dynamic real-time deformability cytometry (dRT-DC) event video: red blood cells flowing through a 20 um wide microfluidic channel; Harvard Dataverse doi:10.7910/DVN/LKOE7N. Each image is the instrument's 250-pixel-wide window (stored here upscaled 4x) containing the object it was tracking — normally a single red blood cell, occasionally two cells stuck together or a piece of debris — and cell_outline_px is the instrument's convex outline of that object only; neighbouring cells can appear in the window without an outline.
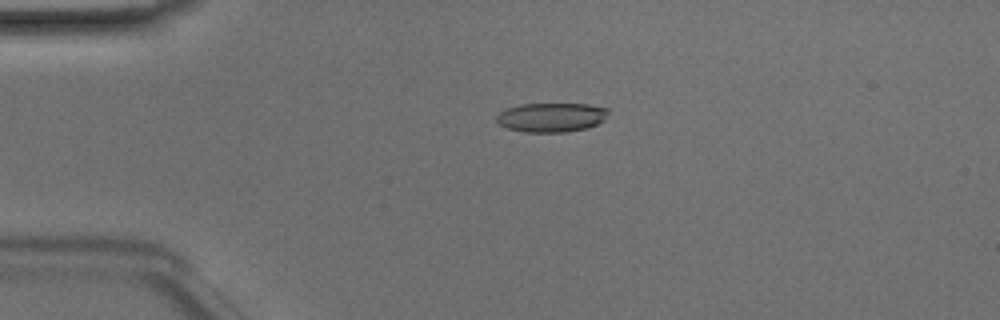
{"species": "Egyptian fruit bat (a non-hibernating species)", "species_latin": "Rousettus aegyptiacus", "temperature_condition": "room temperature", "stored_images_in_passage": 49, "camera_frame_rate_fps": 3000, "um_per_image_px": 0.085, "animal": {"sex": "male"}, "frame": {"image": 1, "passage_image": 12, "time_ms": 3.667, "image_size_px": [1000, 320], "cell_outline_px": [[608, 112], [604, 120], [588, 128], [564, 132], [524, 132], [508, 128], [500, 124], [496, 120], [496, 116], [500, 112], [508, 108], [520, 104], [588, 104], [608, 108]], "centroid_in_image_um": [46.87, 9.97], "position_along_channel_um": 38.1, "area_um2": 18.96}}
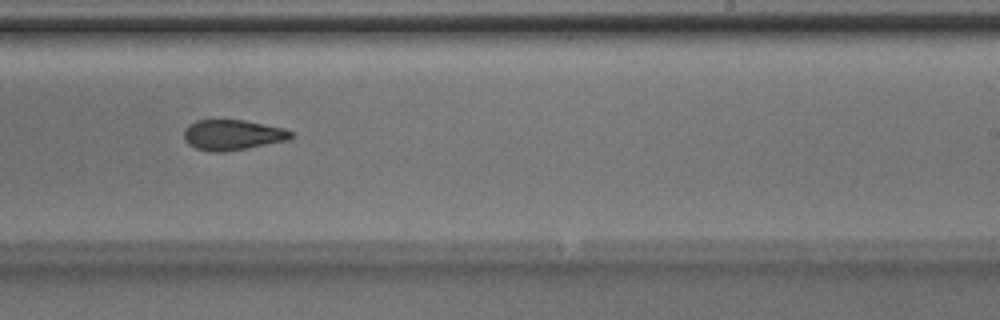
{"frame": {"image": 2, "passage_image": 31, "time_ms": 10.0, "image_size_px": [1000, 320], "cell_outline_px": [[292, 140], [224, 152], [208, 152], [196, 148], [188, 144], [184, 140], [184, 128], [188, 124], [196, 120], [244, 120], [284, 128], [292, 132]], "centroid_in_image_um": [19.76, 11.47], "position_along_channel_um": 269.2, "area_um2": 19.19}}
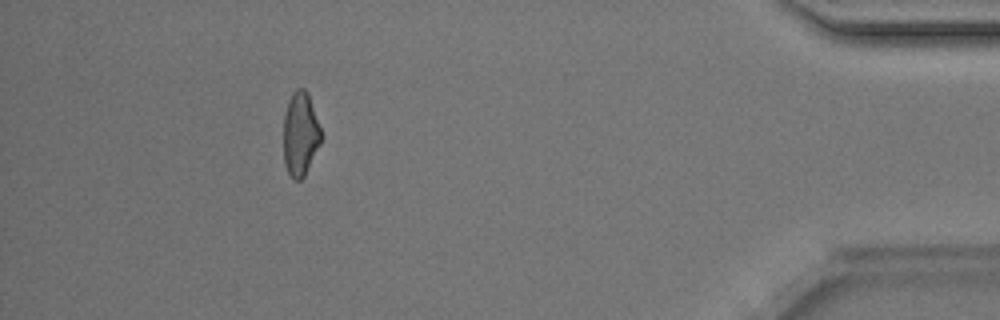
{"frame": {"image": 3, "passage_image": 45, "time_ms": 14.667, "image_size_px": [1000, 320], "cell_outline_px": [[324, 136], [304, 176], [300, 180], [292, 180], [284, 164], [284, 112], [288, 100], [292, 92], [296, 88], [304, 88], [308, 92]], "centroid_in_image_um": [25.54, 11.36], "position_along_channel_um": 409.7, "area_um2": 18.73}, "authors_computed_cell_mechanics": {"area_um2": 19.7098, "velocity_mm_per_s": 4.1947, "shape_relaxation_time_tau1_ms": 7.2412, "shape_relaxation_time_tau2_ms": 3.6983, "deformation_change_tau1": 0.1854, "deformation_change_tau2": 0.1106}}